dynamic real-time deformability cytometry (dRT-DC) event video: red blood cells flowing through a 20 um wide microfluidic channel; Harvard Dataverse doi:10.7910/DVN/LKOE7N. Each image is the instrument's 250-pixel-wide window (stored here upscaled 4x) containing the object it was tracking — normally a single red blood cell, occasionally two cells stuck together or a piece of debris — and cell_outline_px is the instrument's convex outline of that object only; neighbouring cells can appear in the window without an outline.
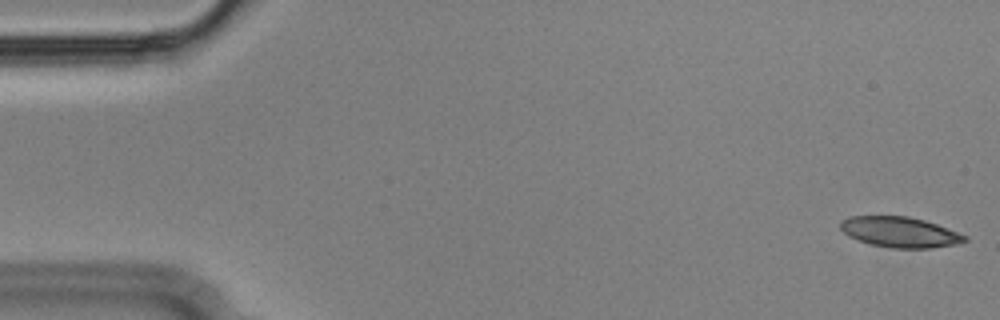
{"species": "Egyptian fruit bat (a non-hibernating species)", "species_latin": "Rousettus aegyptiacus", "temperature_condition": "cold", "stored_images_in_passage": 17, "camera_frame_rate_fps": 3000, "um_per_image_px": 0.085, "animal": {"sex": "male"}, "frame": {"image": 1, "passage_image": 1, "time_ms": 0.0, "image_size_px": [1000, 320], "cell_outline_px": [[968, 240], [956, 244], [932, 248], [892, 248], [872, 244], [848, 236], [840, 228], [840, 220], [848, 216], [908, 216], [924, 220], [936, 224], [968, 236]], "centroid_in_image_um": [76.49, 19.72], "position_along_channel_um": 8.5, "area_um2": 22.02}}
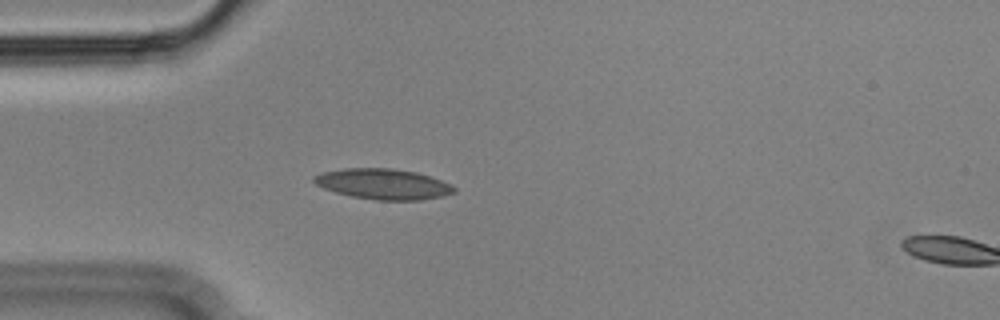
{"frame": {"image": 2, "passage_image": 15, "time_ms": 4.667, "image_size_px": [1000, 320], "cell_outline_px": [[456, 192], [444, 196], [420, 200], [376, 200], [352, 196], [336, 192], [324, 188], [316, 184], [312, 180], [312, 176], [324, 172], [344, 168], [388, 168], [416, 172], [452, 184], [456, 188]], "centroid_in_image_um": [32.59, 15.64], "position_along_channel_um": 52.4, "area_um2": 24.85}}